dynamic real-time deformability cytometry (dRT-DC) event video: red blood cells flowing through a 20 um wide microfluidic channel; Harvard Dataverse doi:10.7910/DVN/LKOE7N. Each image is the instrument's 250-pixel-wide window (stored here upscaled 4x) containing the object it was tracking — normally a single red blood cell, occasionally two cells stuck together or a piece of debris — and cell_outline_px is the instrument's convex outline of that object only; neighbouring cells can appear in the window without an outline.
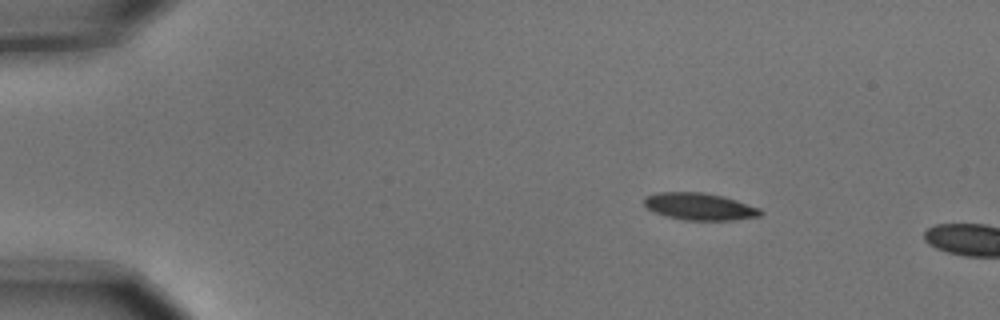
{"species": "common noctule bat (a hibernating species)", "species_latin": "Nyctalus noctula", "temperature_condition": "cold", "stored_images_in_passage": 2, "camera_frame_rate_fps": 3000, "um_per_image_px": 0.085, "animal": {"sex": "male", "body_mass_g": 15.6}, "frame": {"image": 1, "passage_image": 1, "time_ms": 0.0, "image_size_px": [1000, 320], "cell_outline_px": [[764, 212], [760, 216], [732, 220], [684, 220], [664, 216], [648, 208], [644, 204], [644, 196], [656, 192], [704, 192], [724, 196], [760, 208]], "centroid_in_image_um": [59.46, 17.55], "position_along_channel_um": 25.5, "area_um2": 18.5}}